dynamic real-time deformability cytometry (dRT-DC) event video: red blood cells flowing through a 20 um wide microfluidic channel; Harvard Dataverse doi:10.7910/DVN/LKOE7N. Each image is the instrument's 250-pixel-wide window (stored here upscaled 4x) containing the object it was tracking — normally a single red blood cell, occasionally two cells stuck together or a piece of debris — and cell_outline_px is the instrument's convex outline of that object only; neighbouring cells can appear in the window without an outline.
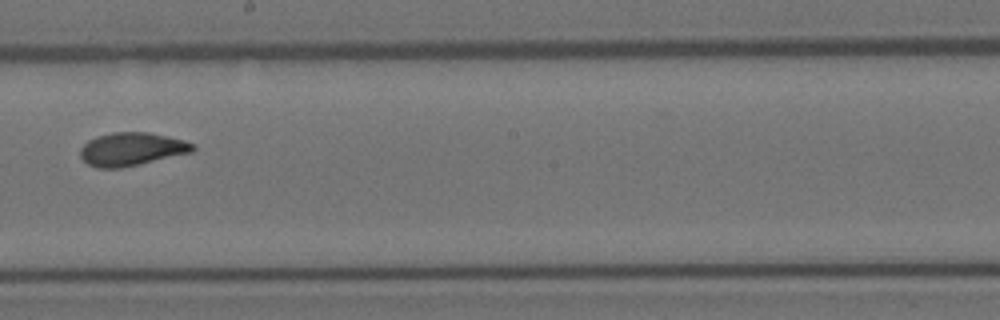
{"species": "Egyptian fruit bat (a non-hibernating species)", "species_latin": "Rousettus aegyptiacus", "temperature_condition": "room temperature", "stored_images_in_passage": 9, "camera_frame_rate_fps": 3000, "um_per_image_px": 0.085, "animal": {"sex": "female"}, "frame": {"image": 1, "passage_image": 9, "time_ms": 2.667, "image_size_px": [1000, 320], "cell_outline_px": [[196, 148], [192, 152], [120, 168], [96, 168], [88, 164], [80, 156], [80, 148], [88, 140], [96, 136], [112, 132], [148, 132], [184, 140], [196, 144]], "centroid_in_image_um": [11.18, 12.67], "position_along_channel_um": 237.0, "area_um2": 21.73}}